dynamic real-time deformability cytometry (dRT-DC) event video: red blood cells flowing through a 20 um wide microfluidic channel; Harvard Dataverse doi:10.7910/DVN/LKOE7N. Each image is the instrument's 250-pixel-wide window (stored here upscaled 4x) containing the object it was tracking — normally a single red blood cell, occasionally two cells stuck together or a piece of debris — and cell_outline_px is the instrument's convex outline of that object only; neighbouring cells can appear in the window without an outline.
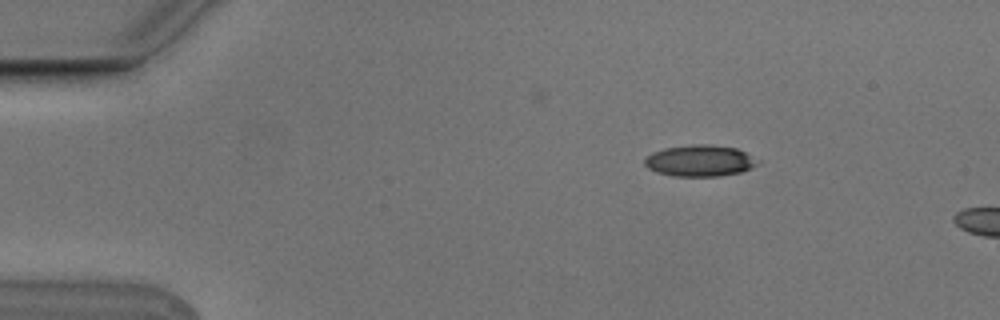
{"species": "Egyptian fruit bat (a non-hibernating species)", "species_latin": "Rousettus aegyptiacus", "temperature_condition": "cold", "stored_images_in_passage": 4, "camera_frame_rate_fps": 3000, "um_per_image_px": 0.085, "animal": {"sex": "male"}, "frame": {"image": 1, "passage_image": 2, "time_ms": 0.333, "image_size_px": [1000, 320], "cell_outline_px": [[760, 160], [752, 168], [740, 172], [720, 176], [672, 176], [656, 172], [648, 168], [644, 164], [644, 160], [652, 152], [664, 148], [692, 144], [708, 144], [736, 148]], "centroid_in_image_um": [59.47, 13.66], "position_along_channel_um": 25.5, "area_um2": 20.69}}